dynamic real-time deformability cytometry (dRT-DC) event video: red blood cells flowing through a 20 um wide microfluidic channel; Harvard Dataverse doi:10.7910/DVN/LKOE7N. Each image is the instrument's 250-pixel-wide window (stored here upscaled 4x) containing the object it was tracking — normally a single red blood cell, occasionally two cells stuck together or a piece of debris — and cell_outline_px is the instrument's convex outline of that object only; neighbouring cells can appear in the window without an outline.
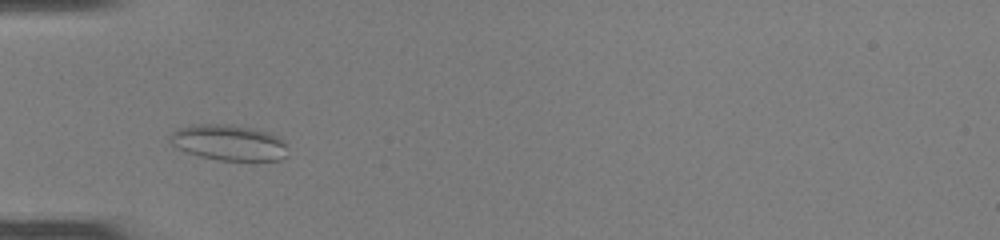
{"species": "common noctule bat (a hibernating species)", "species_latin": "Nyctalus noctula", "temperature_condition": "room temperature", "stored_images_in_passage": 40, "camera_frame_rate_fps": 3000, "um_per_image_px": 0.085, "animal": {"sex": "female", "body_mass_g": 22.0, "forearm_length_mm": 56.7}, "frame": {"image": 1, "passage_image": 7, "time_ms": 2.0, "image_size_px": [1000, 240], "cell_outline_px": [[288, 156], [280, 160], [220, 160], [200, 156], [188, 152], [172, 144], [168, 140], [168, 136], [176, 128], [192, 124], [228, 124], [252, 128], [268, 132], [280, 136], [284, 140]], "centroid_in_image_um": [19.45, 12.11], "position_along_channel_um": 65.5, "area_um2": 24.68}}
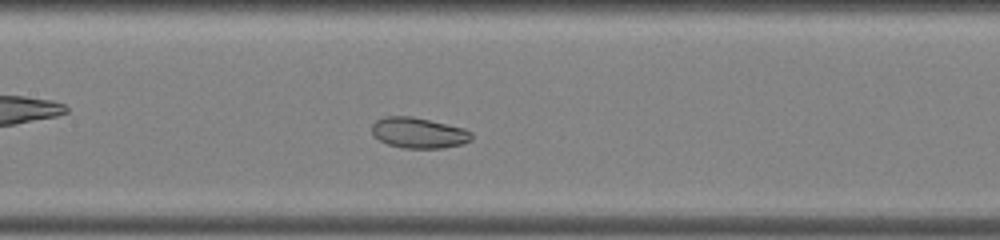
{"frame": {"image": 2, "passage_image": 15, "time_ms": 4.667, "image_size_px": [1000, 240], "cell_outline_px": [[472, 140], [464, 144], [444, 148], [404, 148], [388, 144], [380, 140], [372, 132], [372, 124], [376, 120], [384, 116], [412, 116], [464, 128], [472, 132]], "centroid_in_image_um": [35.61, 11.29], "position_along_channel_um": 171.8, "area_um2": 17.86}}
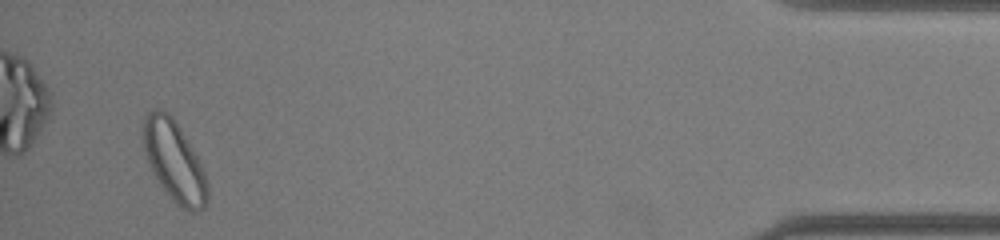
{"frame": {"image": 3, "passage_image": 38, "time_ms": 12.333, "image_size_px": [1000, 240], "cell_outline_px": [[208, 204], [204, 208], [196, 212], [192, 212], [176, 204], [160, 184], [148, 164], [144, 148], [144, 116], [148, 112], [156, 108], [164, 108], [172, 116], [196, 156], [204, 172], [208, 184]], "centroid_in_image_um": [14.82, 13.71], "position_along_channel_um": 420.4, "area_um2": 29.71}}